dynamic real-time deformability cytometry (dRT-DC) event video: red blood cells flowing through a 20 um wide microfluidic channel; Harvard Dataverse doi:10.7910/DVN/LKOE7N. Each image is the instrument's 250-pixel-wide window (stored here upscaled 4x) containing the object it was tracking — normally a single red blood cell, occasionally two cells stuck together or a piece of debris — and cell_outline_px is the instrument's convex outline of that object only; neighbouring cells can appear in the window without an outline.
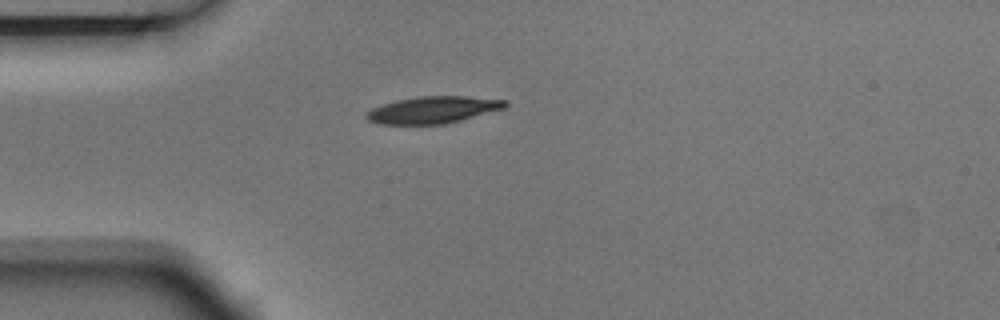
{"species": "Egyptian fruit bat (a non-hibernating species)", "species_latin": "Rousettus aegyptiacus", "temperature_condition": "room temperature", "stored_images_in_passage": 2, "camera_frame_rate_fps": 3000, "um_per_image_px": 0.085, "animal": {"sex": "male"}, "frame": {"image": 1, "passage_image": 2, "time_ms": 0.333, "image_size_px": [1000, 320], "cell_outline_px": [[508, 104], [504, 108], [460, 120], [444, 124], [380, 124], [368, 120], [364, 116], [372, 108], [396, 100], [420, 96], [464, 96], [508, 100]], "centroid_in_image_um": [36.8, 9.33], "position_along_channel_um": 48.2, "area_um2": 21.56}}